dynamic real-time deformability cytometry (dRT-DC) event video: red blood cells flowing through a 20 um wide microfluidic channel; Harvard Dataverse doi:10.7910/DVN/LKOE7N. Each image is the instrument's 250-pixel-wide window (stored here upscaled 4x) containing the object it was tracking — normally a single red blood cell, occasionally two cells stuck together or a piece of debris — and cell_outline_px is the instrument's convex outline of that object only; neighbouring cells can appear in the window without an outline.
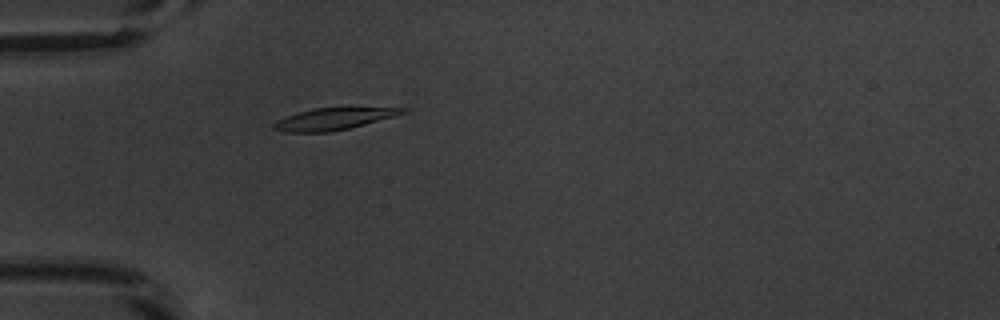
{"species": "common noctule bat (a hibernating species)", "species_latin": "Nyctalus noctula", "temperature_condition": "warm", "stored_images_in_passage": 40, "camera_frame_rate_fps": 3000, "um_per_image_px": 0.085, "animal": {"sex": "male", "body_mass_g": 20.1, "forearm_length_mm": 53.5}, "frame": {"image": 1, "passage_image": 3, "time_ms": 0.667, "image_size_px": [1000, 320], "cell_outline_px": [[404, 112], [392, 116], [364, 124], [348, 128], [328, 132], [284, 132], [272, 128], [272, 124], [276, 120], [300, 112], [316, 108], [348, 104], [404, 108]], "centroid_in_image_um": [28.38, 10.04], "position_along_channel_um": 56.6, "area_um2": 16.99}}
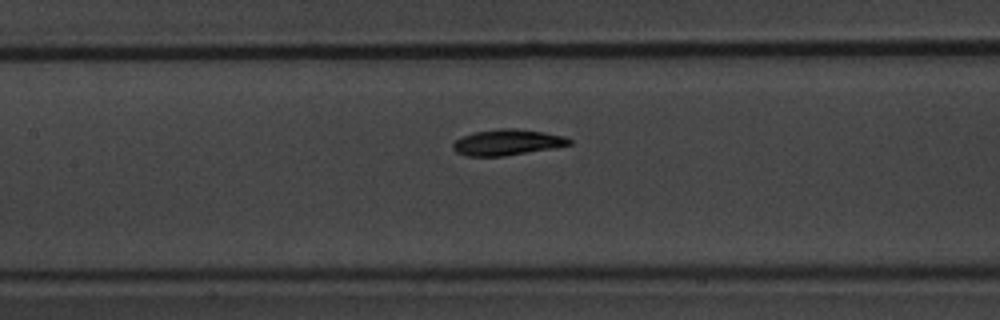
{"frame": {"image": 2, "passage_image": 12, "time_ms": 3.667, "image_size_px": [1000, 320], "cell_outline_px": [[572, 144], [556, 148], [504, 156], [468, 156], [456, 152], [452, 148], [452, 144], [456, 140], [464, 136], [476, 132], [500, 128], [516, 128], [544, 132], [564, 136], [572, 140]], "centroid_in_image_um": [43.16, 12.1], "position_along_channel_um": 164.2, "area_um2": 17.57}}
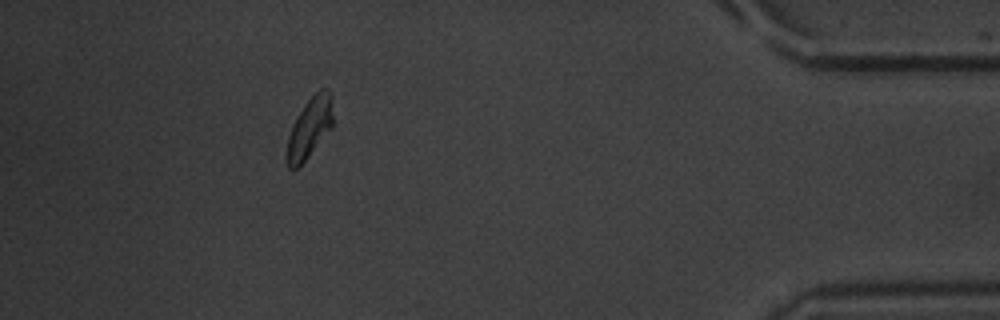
{"frame": {"image": 3, "passage_image": 35, "time_ms": 11.333, "image_size_px": [1000, 320], "cell_outline_px": [[332, 128], [308, 156], [296, 168], [288, 168], [288, 136], [292, 124], [304, 104], [320, 88], [328, 88], [332, 92]], "centroid_in_image_um": [26.35, 10.78], "position_along_channel_um": 408.8, "area_um2": 15.95}, "authors_computed_cell_mechanics": {"area_um2": 17.1377, "velocity_mm_per_s": 3.8256, "shape_relaxation_time_tau1_ms": 2.5941, "shape_relaxation_time_tau2_ms": 4.0741, "deformation_change_tau1": 0.1427, "deformation_change_tau2": 0.0838}}